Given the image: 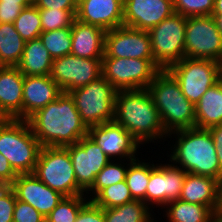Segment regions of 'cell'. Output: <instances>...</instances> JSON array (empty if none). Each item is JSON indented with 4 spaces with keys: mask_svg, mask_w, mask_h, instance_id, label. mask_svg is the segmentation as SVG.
Wrapping results in <instances>:
<instances>
[{
    "mask_svg": "<svg viewBox=\"0 0 222 222\" xmlns=\"http://www.w3.org/2000/svg\"><path fill=\"white\" fill-rule=\"evenodd\" d=\"M209 132L214 142L216 154L219 161V167L222 170V123L213 127H210Z\"/></svg>",
    "mask_w": 222,
    "mask_h": 222,
    "instance_id": "7bdbcfd3",
    "label": "cell"
},
{
    "mask_svg": "<svg viewBox=\"0 0 222 222\" xmlns=\"http://www.w3.org/2000/svg\"><path fill=\"white\" fill-rule=\"evenodd\" d=\"M114 121L144 145L165 141L168 134L147 89L120 90L116 93Z\"/></svg>",
    "mask_w": 222,
    "mask_h": 222,
    "instance_id": "7a4b0ae2",
    "label": "cell"
},
{
    "mask_svg": "<svg viewBox=\"0 0 222 222\" xmlns=\"http://www.w3.org/2000/svg\"><path fill=\"white\" fill-rule=\"evenodd\" d=\"M167 70L178 81L183 95L194 106L222 78V64L211 59L184 57Z\"/></svg>",
    "mask_w": 222,
    "mask_h": 222,
    "instance_id": "ba28073f",
    "label": "cell"
},
{
    "mask_svg": "<svg viewBox=\"0 0 222 222\" xmlns=\"http://www.w3.org/2000/svg\"><path fill=\"white\" fill-rule=\"evenodd\" d=\"M212 14H222V0H214V10Z\"/></svg>",
    "mask_w": 222,
    "mask_h": 222,
    "instance_id": "bcb514c9",
    "label": "cell"
},
{
    "mask_svg": "<svg viewBox=\"0 0 222 222\" xmlns=\"http://www.w3.org/2000/svg\"><path fill=\"white\" fill-rule=\"evenodd\" d=\"M17 176L7 158L0 153V186H10Z\"/></svg>",
    "mask_w": 222,
    "mask_h": 222,
    "instance_id": "ab89813d",
    "label": "cell"
},
{
    "mask_svg": "<svg viewBox=\"0 0 222 222\" xmlns=\"http://www.w3.org/2000/svg\"><path fill=\"white\" fill-rule=\"evenodd\" d=\"M150 179V162L139 158L129 160L125 182L134 200H141L146 204V191Z\"/></svg>",
    "mask_w": 222,
    "mask_h": 222,
    "instance_id": "f1b7e54d",
    "label": "cell"
},
{
    "mask_svg": "<svg viewBox=\"0 0 222 222\" xmlns=\"http://www.w3.org/2000/svg\"><path fill=\"white\" fill-rule=\"evenodd\" d=\"M116 93L117 90L103 76L69 92L88 129L114 121Z\"/></svg>",
    "mask_w": 222,
    "mask_h": 222,
    "instance_id": "52a82bcc",
    "label": "cell"
},
{
    "mask_svg": "<svg viewBox=\"0 0 222 222\" xmlns=\"http://www.w3.org/2000/svg\"><path fill=\"white\" fill-rule=\"evenodd\" d=\"M150 207L141 200L104 209L105 222H154Z\"/></svg>",
    "mask_w": 222,
    "mask_h": 222,
    "instance_id": "83f0119b",
    "label": "cell"
},
{
    "mask_svg": "<svg viewBox=\"0 0 222 222\" xmlns=\"http://www.w3.org/2000/svg\"><path fill=\"white\" fill-rule=\"evenodd\" d=\"M69 152L78 185L87 192L97 174L111 161L94 140L86 135L77 143L65 146Z\"/></svg>",
    "mask_w": 222,
    "mask_h": 222,
    "instance_id": "9a60e30c",
    "label": "cell"
},
{
    "mask_svg": "<svg viewBox=\"0 0 222 222\" xmlns=\"http://www.w3.org/2000/svg\"><path fill=\"white\" fill-rule=\"evenodd\" d=\"M106 31L99 26L75 19L71 26L72 48L70 54L86 59H102Z\"/></svg>",
    "mask_w": 222,
    "mask_h": 222,
    "instance_id": "7402d4cb",
    "label": "cell"
},
{
    "mask_svg": "<svg viewBox=\"0 0 222 222\" xmlns=\"http://www.w3.org/2000/svg\"><path fill=\"white\" fill-rule=\"evenodd\" d=\"M16 199L10 186H0V222H13Z\"/></svg>",
    "mask_w": 222,
    "mask_h": 222,
    "instance_id": "8d00e7d4",
    "label": "cell"
},
{
    "mask_svg": "<svg viewBox=\"0 0 222 222\" xmlns=\"http://www.w3.org/2000/svg\"><path fill=\"white\" fill-rule=\"evenodd\" d=\"M6 118L3 116V114L0 112V123H2Z\"/></svg>",
    "mask_w": 222,
    "mask_h": 222,
    "instance_id": "681fc988",
    "label": "cell"
},
{
    "mask_svg": "<svg viewBox=\"0 0 222 222\" xmlns=\"http://www.w3.org/2000/svg\"><path fill=\"white\" fill-rule=\"evenodd\" d=\"M39 0H29L32 5H35Z\"/></svg>",
    "mask_w": 222,
    "mask_h": 222,
    "instance_id": "f907efd6",
    "label": "cell"
},
{
    "mask_svg": "<svg viewBox=\"0 0 222 222\" xmlns=\"http://www.w3.org/2000/svg\"><path fill=\"white\" fill-rule=\"evenodd\" d=\"M187 172L174 164L150 163V179L146 191V205L164 207L178 200Z\"/></svg>",
    "mask_w": 222,
    "mask_h": 222,
    "instance_id": "4fadbf2b",
    "label": "cell"
},
{
    "mask_svg": "<svg viewBox=\"0 0 222 222\" xmlns=\"http://www.w3.org/2000/svg\"><path fill=\"white\" fill-rule=\"evenodd\" d=\"M41 148L27 120L6 118L0 123V153L17 174L33 173Z\"/></svg>",
    "mask_w": 222,
    "mask_h": 222,
    "instance_id": "5b68a950",
    "label": "cell"
},
{
    "mask_svg": "<svg viewBox=\"0 0 222 222\" xmlns=\"http://www.w3.org/2000/svg\"><path fill=\"white\" fill-rule=\"evenodd\" d=\"M172 134H176V141L170 149L169 163L179 165L187 173L212 177L220 182L222 170L209 130L193 127L172 132L167 137L172 138Z\"/></svg>",
    "mask_w": 222,
    "mask_h": 222,
    "instance_id": "3957f363",
    "label": "cell"
},
{
    "mask_svg": "<svg viewBox=\"0 0 222 222\" xmlns=\"http://www.w3.org/2000/svg\"><path fill=\"white\" fill-rule=\"evenodd\" d=\"M75 222H105L104 209L88 201L78 213Z\"/></svg>",
    "mask_w": 222,
    "mask_h": 222,
    "instance_id": "f35d334b",
    "label": "cell"
},
{
    "mask_svg": "<svg viewBox=\"0 0 222 222\" xmlns=\"http://www.w3.org/2000/svg\"><path fill=\"white\" fill-rule=\"evenodd\" d=\"M185 58L211 59L222 64V34L212 15L186 17Z\"/></svg>",
    "mask_w": 222,
    "mask_h": 222,
    "instance_id": "8fae6325",
    "label": "cell"
},
{
    "mask_svg": "<svg viewBox=\"0 0 222 222\" xmlns=\"http://www.w3.org/2000/svg\"><path fill=\"white\" fill-rule=\"evenodd\" d=\"M27 121L42 147H65L88 135V128L82 122L73 98L65 92L37 110Z\"/></svg>",
    "mask_w": 222,
    "mask_h": 222,
    "instance_id": "6da1fadb",
    "label": "cell"
},
{
    "mask_svg": "<svg viewBox=\"0 0 222 222\" xmlns=\"http://www.w3.org/2000/svg\"><path fill=\"white\" fill-rule=\"evenodd\" d=\"M25 41L12 23H0V66H17Z\"/></svg>",
    "mask_w": 222,
    "mask_h": 222,
    "instance_id": "4316f807",
    "label": "cell"
},
{
    "mask_svg": "<svg viewBox=\"0 0 222 222\" xmlns=\"http://www.w3.org/2000/svg\"><path fill=\"white\" fill-rule=\"evenodd\" d=\"M23 81L17 66H0V112L7 119L23 120Z\"/></svg>",
    "mask_w": 222,
    "mask_h": 222,
    "instance_id": "ffe728a7",
    "label": "cell"
},
{
    "mask_svg": "<svg viewBox=\"0 0 222 222\" xmlns=\"http://www.w3.org/2000/svg\"><path fill=\"white\" fill-rule=\"evenodd\" d=\"M13 222H46L45 217L32 205L16 199Z\"/></svg>",
    "mask_w": 222,
    "mask_h": 222,
    "instance_id": "74e56055",
    "label": "cell"
},
{
    "mask_svg": "<svg viewBox=\"0 0 222 222\" xmlns=\"http://www.w3.org/2000/svg\"><path fill=\"white\" fill-rule=\"evenodd\" d=\"M89 201L85 195L64 196L45 218L46 222H75L81 208Z\"/></svg>",
    "mask_w": 222,
    "mask_h": 222,
    "instance_id": "1f68e13d",
    "label": "cell"
},
{
    "mask_svg": "<svg viewBox=\"0 0 222 222\" xmlns=\"http://www.w3.org/2000/svg\"><path fill=\"white\" fill-rule=\"evenodd\" d=\"M133 200L129 187L124 180L102 189L91 201L103 209H108Z\"/></svg>",
    "mask_w": 222,
    "mask_h": 222,
    "instance_id": "836d02e7",
    "label": "cell"
},
{
    "mask_svg": "<svg viewBox=\"0 0 222 222\" xmlns=\"http://www.w3.org/2000/svg\"><path fill=\"white\" fill-rule=\"evenodd\" d=\"M76 19L105 31L123 26L124 0H77Z\"/></svg>",
    "mask_w": 222,
    "mask_h": 222,
    "instance_id": "d6986e66",
    "label": "cell"
},
{
    "mask_svg": "<svg viewBox=\"0 0 222 222\" xmlns=\"http://www.w3.org/2000/svg\"><path fill=\"white\" fill-rule=\"evenodd\" d=\"M33 174L63 196L86 195L76 181L75 171L66 147H42Z\"/></svg>",
    "mask_w": 222,
    "mask_h": 222,
    "instance_id": "8992f818",
    "label": "cell"
},
{
    "mask_svg": "<svg viewBox=\"0 0 222 222\" xmlns=\"http://www.w3.org/2000/svg\"><path fill=\"white\" fill-rule=\"evenodd\" d=\"M216 22L217 29L222 34V14H212Z\"/></svg>",
    "mask_w": 222,
    "mask_h": 222,
    "instance_id": "f6af8a7d",
    "label": "cell"
},
{
    "mask_svg": "<svg viewBox=\"0 0 222 222\" xmlns=\"http://www.w3.org/2000/svg\"><path fill=\"white\" fill-rule=\"evenodd\" d=\"M53 58L39 38L27 41L17 64L24 76L51 75Z\"/></svg>",
    "mask_w": 222,
    "mask_h": 222,
    "instance_id": "d4e9b609",
    "label": "cell"
},
{
    "mask_svg": "<svg viewBox=\"0 0 222 222\" xmlns=\"http://www.w3.org/2000/svg\"><path fill=\"white\" fill-rule=\"evenodd\" d=\"M219 185L220 182L212 177L187 173L179 199L207 206L216 212L219 202Z\"/></svg>",
    "mask_w": 222,
    "mask_h": 222,
    "instance_id": "603a6c76",
    "label": "cell"
},
{
    "mask_svg": "<svg viewBox=\"0 0 222 222\" xmlns=\"http://www.w3.org/2000/svg\"><path fill=\"white\" fill-rule=\"evenodd\" d=\"M166 209L168 222H213L215 212L204 205L189 203L181 199L169 202Z\"/></svg>",
    "mask_w": 222,
    "mask_h": 222,
    "instance_id": "484cf974",
    "label": "cell"
},
{
    "mask_svg": "<svg viewBox=\"0 0 222 222\" xmlns=\"http://www.w3.org/2000/svg\"><path fill=\"white\" fill-rule=\"evenodd\" d=\"M77 9H39L42 32L71 27Z\"/></svg>",
    "mask_w": 222,
    "mask_h": 222,
    "instance_id": "e575fe53",
    "label": "cell"
},
{
    "mask_svg": "<svg viewBox=\"0 0 222 222\" xmlns=\"http://www.w3.org/2000/svg\"><path fill=\"white\" fill-rule=\"evenodd\" d=\"M44 47L54 59L70 54L72 48L71 27L42 32L39 35Z\"/></svg>",
    "mask_w": 222,
    "mask_h": 222,
    "instance_id": "4dcf8cb0",
    "label": "cell"
},
{
    "mask_svg": "<svg viewBox=\"0 0 222 222\" xmlns=\"http://www.w3.org/2000/svg\"><path fill=\"white\" fill-rule=\"evenodd\" d=\"M173 13V0H124L123 26L149 31Z\"/></svg>",
    "mask_w": 222,
    "mask_h": 222,
    "instance_id": "e0dca14e",
    "label": "cell"
},
{
    "mask_svg": "<svg viewBox=\"0 0 222 222\" xmlns=\"http://www.w3.org/2000/svg\"><path fill=\"white\" fill-rule=\"evenodd\" d=\"M213 222H222V215L215 212Z\"/></svg>",
    "mask_w": 222,
    "mask_h": 222,
    "instance_id": "c3c4849f",
    "label": "cell"
},
{
    "mask_svg": "<svg viewBox=\"0 0 222 222\" xmlns=\"http://www.w3.org/2000/svg\"><path fill=\"white\" fill-rule=\"evenodd\" d=\"M77 0H39L35 5L39 9H77Z\"/></svg>",
    "mask_w": 222,
    "mask_h": 222,
    "instance_id": "b9f144b4",
    "label": "cell"
},
{
    "mask_svg": "<svg viewBox=\"0 0 222 222\" xmlns=\"http://www.w3.org/2000/svg\"><path fill=\"white\" fill-rule=\"evenodd\" d=\"M14 26L25 42L39 38L42 33L39 8L36 5L24 8L15 19Z\"/></svg>",
    "mask_w": 222,
    "mask_h": 222,
    "instance_id": "d6a6232c",
    "label": "cell"
},
{
    "mask_svg": "<svg viewBox=\"0 0 222 222\" xmlns=\"http://www.w3.org/2000/svg\"><path fill=\"white\" fill-rule=\"evenodd\" d=\"M24 8L20 4H0V23H12Z\"/></svg>",
    "mask_w": 222,
    "mask_h": 222,
    "instance_id": "60d3db41",
    "label": "cell"
},
{
    "mask_svg": "<svg viewBox=\"0 0 222 222\" xmlns=\"http://www.w3.org/2000/svg\"><path fill=\"white\" fill-rule=\"evenodd\" d=\"M160 70L154 60L102 58V76L117 91L147 89Z\"/></svg>",
    "mask_w": 222,
    "mask_h": 222,
    "instance_id": "30bf717a",
    "label": "cell"
},
{
    "mask_svg": "<svg viewBox=\"0 0 222 222\" xmlns=\"http://www.w3.org/2000/svg\"><path fill=\"white\" fill-rule=\"evenodd\" d=\"M216 212L222 215V179L220 180V185H219V202Z\"/></svg>",
    "mask_w": 222,
    "mask_h": 222,
    "instance_id": "7dc6e473",
    "label": "cell"
},
{
    "mask_svg": "<svg viewBox=\"0 0 222 222\" xmlns=\"http://www.w3.org/2000/svg\"><path fill=\"white\" fill-rule=\"evenodd\" d=\"M50 76L63 92L69 93L102 76V59H86L68 54L53 60Z\"/></svg>",
    "mask_w": 222,
    "mask_h": 222,
    "instance_id": "7c38bea8",
    "label": "cell"
},
{
    "mask_svg": "<svg viewBox=\"0 0 222 222\" xmlns=\"http://www.w3.org/2000/svg\"><path fill=\"white\" fill-rule=\"evenodd\" d=\"M0 4H20L23 8L32 5L29 0H0Z\"/></svg>",
    "mask_w": 222,
    "mask_h": 222,
    "instance_id": "ee69618b",
    "label": "cell"
},
{
    "mask_svg": "<svg viewBox=\"0 0 222 222\" xmlns=\"http://www.w3.org/2000/svg\"><path fill=\"white\" fill-rule=\"evenodd\" d=\"M185 30L186 17L173 13L148 31L154 62L161 70L185 57Z\"/></svg>",
    "mask_w": 222,
    "mask_h": 222,
    "instance_id": "9c48e42d",
    "label": "cell"
},
{
    "mask_svg": "<svg viewBox=\"0 0 222 222\" xmlns=\"http://www.w3.org/2000/svg\"><path fill=\"white\" fill-rule=\"evenodd\" d=\"M62 93L50 75L24 76L23 120H27L37 110L56 100Z\"/></svg>",
    "mask_w": 222,
    "mask_h": 222,
    "instance_id": "44dd1931",
    "label": "cell"
},
{
    "mask_svg": "<svg viewBox=\"0 0 222 222\" xmlns=\"http://www.w3.org/2000/svg\"><path fill=\"white\" fill-rule=\"evenodd\" d=\"M222 123V78L195 105V127L209 129Z\"/></svg>",
    "mask_w": 222,
    "mask_h": 222,
    "instance_id": "cb8c5ba5",
    "label": "cell"
},
{
    "mask_svg": "<svg viewBox=\"0 0 222 222\" xmlns=\"http://www.w3.org/2000/svg\"><path fill=\"white\" fill-rule=\"evenodd\" d=\"M88 135L111 160H134L137 149L141 148L140 143L115 121L90 127Z\"/></svg>",
    "mask_w": 222,
    "mask_h": 222,
    "instance_id": "2e32d148",
    "label": "cell"
},
{
    "mask_svg": "<svg viewBox=\"0 0 222 222\" xmlns=\"http://www.w3.org/2000/svg\"><path fill=\"white\" fill-rule=\"evenodd\" d=\"M10 187L18 200L32 205L45 218L64 197L60 192L44 184L33 173L18 174Z\"/></svg>",
    "mask_w": 222,
    "mask_h": 222,
    "instance_id": "ac0fdd59",
    "label": "cell"
},
{
    "mask_svg": "<svg viewBox=\"0 0 222 222\" xmlns=\"http://www.w3.org/2000/svg\"><path fill=\"white\" fill-rule=\"evenodd\" d=\"M103 57L154 60L149 32L126 26L106 31Z\"/></svg>",
    "mask_w": 222,
    "mask_h": 222,
    "instance_id": "5bb4252c",
    "label": "cell"
},
{
    "mask_svg": "<svg viewBox=\"0 0 222 222\" xmlns=\"http://www.w3.org/2000/svg\"><path fill=\"white\" fill-rule=\"evenodd\" d=\"M116 161V162H115ZM123 160H111L96 176L92 187L86 192V197L91 201L102 189L125 180L128 169L127 162ZM121 162V163H120ZM124 164V165H123ZM127 165V166H125ZM90 192V193H89ZM88 194V195H87ZM92 196V197H91Z\"/></svg>",
    "mask_w": 222,
    "mask_h": 222,
    "instance_id": "f546056e",
    "label": "cell"
},
{
    "mask_svg": "<svg viewBox=\"0 0 222 222\" xmlns=\"http://www.w3.org/2000/svg\"><path fill=\"white\" fill-rule=\"evenodd\" d=\"M174 12L185 17L209 16L214 10V0H173Z\"/></svg>",
    "mask_w": 222,
    "mask_h": 222,
    "instance_id": "d590c367",
    "label": "cell"
},
{
    "mask_svg": "<svg viewBox=\"0 0 222 222\" xmlns=\"http://www.w3.org/2000/svg\"><path fill=\"white\" fill-rule=\"evenodd\" d=\"M167 134L195 127V106L168 70H160L147 87Z\"/></svg>",
    "mask_w": 222,
    "mask_h": 222,
    "instance_id": "277c9868",
    "label": "cell"
}]
</instances>
